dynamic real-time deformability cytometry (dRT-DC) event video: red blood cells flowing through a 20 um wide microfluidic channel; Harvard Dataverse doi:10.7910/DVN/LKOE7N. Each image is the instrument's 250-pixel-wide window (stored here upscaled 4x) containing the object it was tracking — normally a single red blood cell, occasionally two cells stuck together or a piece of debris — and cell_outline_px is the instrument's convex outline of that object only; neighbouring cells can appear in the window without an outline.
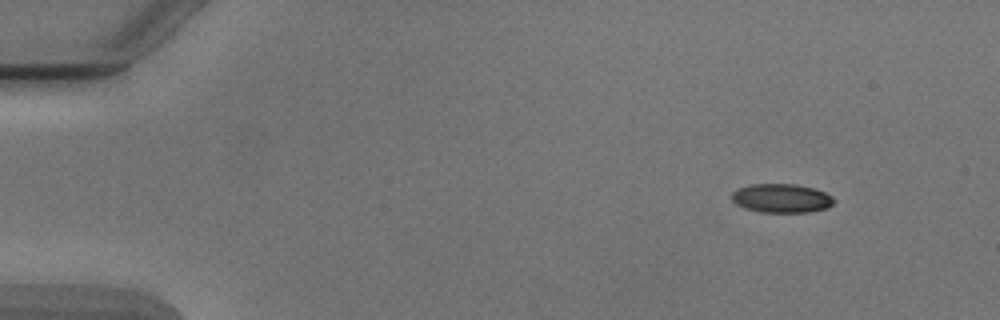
{"species": "Egyptian fruit bat (a non-hibernating species)", "species_latin": "Rousettus aegyptiacus", "temperature_condition": "cold", "stored_images_in_passage": 4, "camera_frame_rate_fps": 3000, "um_per_image_px": 0.085, "animal": {"sex": "male"}, "frame": {"image": 1, "passage_image": 1, "time_ms": 0.0, "image_size_px": [1000, 320], "cell_outline_px": [[836, 200], [828, 208], [808, 212], [760, 212], [744, 208], [736, 204], [732, 200], [732, 192], [740, 188], [752, 184], [796, 184], [812, 188], [824, 192], [832, 196]], "centroid_in_image_um": [66.44, 16.86], "position_along_channel_um": 18.6, "area_um2": 17.17}}
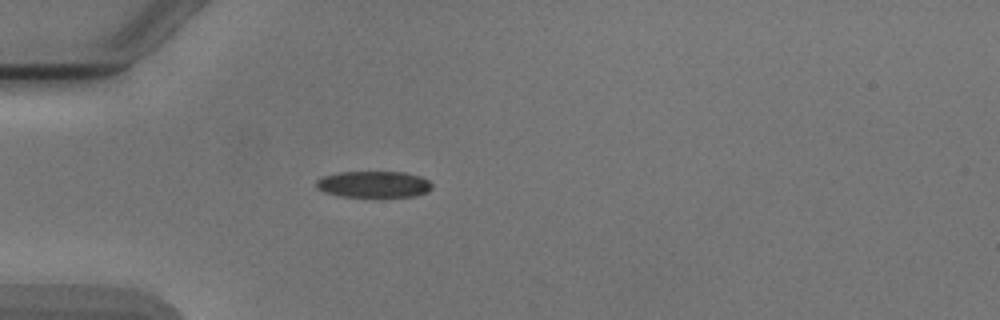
{"frame": {"image": 2, "passage_image": 4, "time_ms": 3.333, "image_size_px": [1000, 320], "cell_outline_px": [[432, 188], [428, 192], [416, 196], [340, 196], [324, 192], [316, 188], [316, 180], [324, 176], [340, 172], [404, 172], [420, 176], [428, 180], [432, 184]], "centroid_in_image_um": [31.78, 15.66], "position_along_channel_um": 53.2, "area_um2": 17.74}}